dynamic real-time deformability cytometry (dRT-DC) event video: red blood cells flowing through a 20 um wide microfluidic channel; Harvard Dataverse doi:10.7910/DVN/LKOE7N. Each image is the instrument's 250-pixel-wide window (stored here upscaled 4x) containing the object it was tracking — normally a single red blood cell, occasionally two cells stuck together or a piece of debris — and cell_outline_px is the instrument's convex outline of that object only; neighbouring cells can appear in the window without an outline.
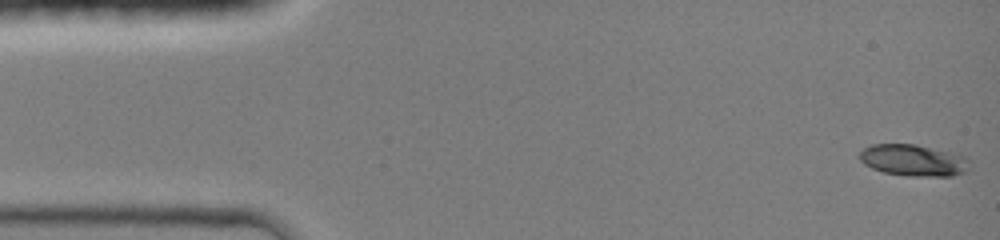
{"species": "common noctule bat (a hibernating species)", "species_latin": "Nyctalus noctula", "temperature_condition": "room temperature", "stored_images_in_passage": 14, "camera_frame_rate_fps": 3000, "um_per_image_px": 0.085, "animal": {"sex": "female", "body_mass_g": 19.0, "forearm_length_mm": 51.5}, "frame": {"image": 1, "passage_image": 1, "time_ms": 0.0, "image_size_px": [1000, 240], "cell_outline_px": [[968, 168], [964, 172], [952, 176], [908, 176], [884, 172], [872, 168], [864, 164], [860, 160], [860, 152], [864, 148], [872, 144], [916, 144], [968, 156]], "centroid_in_image_um": [77.65, 13.62], "position_along_channel_um": 7.4, "area_um2": 20.23}}
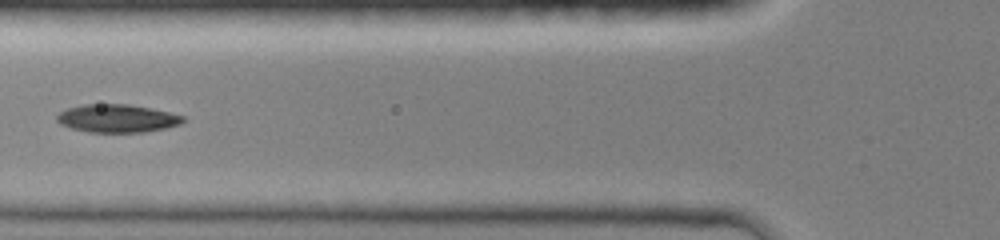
{"frame": {"image": 2, "passage_image": 10, "time_ms": 5.333, "image_size_px": [1000, 240], "cell_outline_px": [[184, 120], [180, 124], [164, 128], [144, 132], [88, 132], [72, 128], [60, 124], [56, 120], [56, 116], [60, 112], [68, 108], [84, 104], [128, 104], [152, 108], [184, 116]], "centroid_in_image_um": [9.94, 10.06], "position_along_channel_um": 115.9, "area_um2": 20.52}}
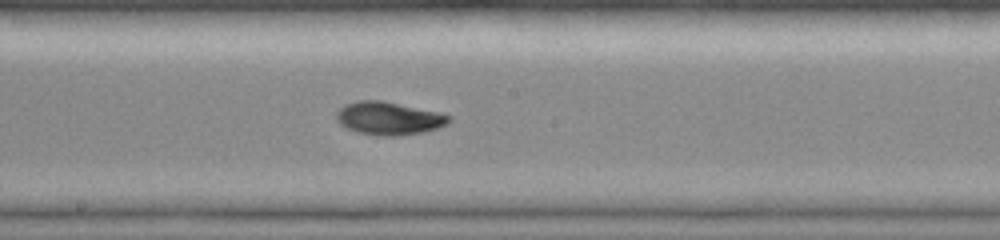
{"frame": {"image": 3, "passage_image": 14, "time_ms": 7.667, "image_size_px": [1000, 240], "cell_outline_px": [[452, 120], [448, 124], [436, 128], [420, 132], [396, 136], [384, 136], [356, 132], [340, 124], [336, 120], [336, 112], [344, 104], [356, 100], [380, 100], [440, 112], [452, 116]], "centroid_in_image_um": [33.04, 10.04], "position_along_channel_um": 215.2, "area_um2": 21.68}}